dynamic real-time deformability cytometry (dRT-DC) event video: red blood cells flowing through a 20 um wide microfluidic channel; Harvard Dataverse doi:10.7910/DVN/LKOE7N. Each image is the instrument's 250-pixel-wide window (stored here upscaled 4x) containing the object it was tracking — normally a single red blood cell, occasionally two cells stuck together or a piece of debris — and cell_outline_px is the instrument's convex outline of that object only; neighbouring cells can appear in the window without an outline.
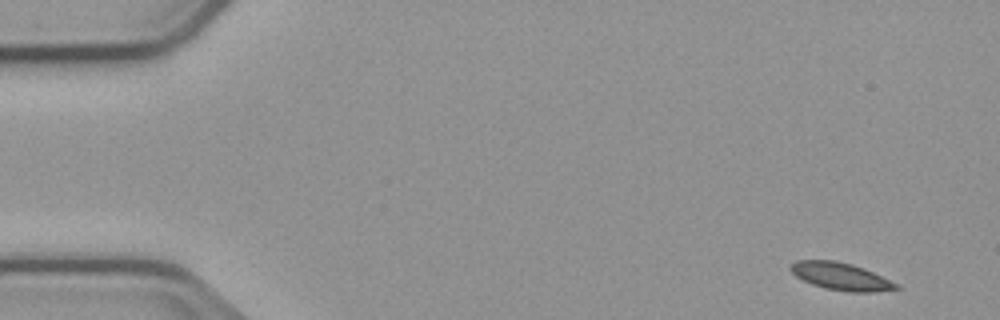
{"species": "common noctule bat (a hibernating species)", "species_latin": "Nyctalus noctula", "temperature_condition": "cold", "stored_images_in_passage": 6, "camera_frame_rate_fps": 3000, "um_per_image_px": 0.085, "animal": {"sex": "male", "body_mass_g": 23.1, "forearm_length_mm": 52.7}, "frame": {"image": 1, "passage_image": 1, "time_ms": 0.0, "image_size_px": [1000, 320], "cell_outline_px": [[900, 288], [876, 292], [848, 292], [824, 288], [812, 284], [796, 276], [788, 268], [796, 260], [836, 260], [852, 264], [864, 268], [900, 284]], "centroid_in_image_um": [71.5, 23.49], "position_along_channel_um": 13.5, "area_um2": 16.99}}
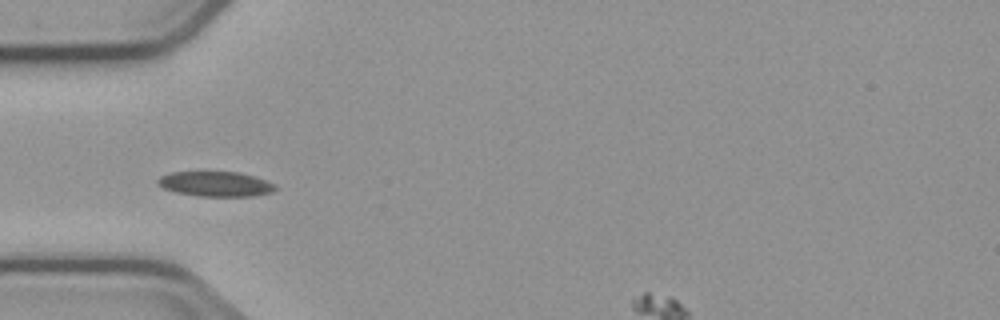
{"frame": {"image": 2, "passage_image": 5, "time_ms": 4.667, "image_size_px": [1000, 320], "cell_outline_px": [[276, 188], [272, 192], [252, 196], [196, 196], [176, 192], [164, 188], [156, 184], [156, 180], [160, 176], [172, 172], [240, 172], [256, 176], [276, 184]], "centroid_in_image_um": [18.33, 15.63], "position_along_channel_um": 66.7, "area_um2": 17.22}}
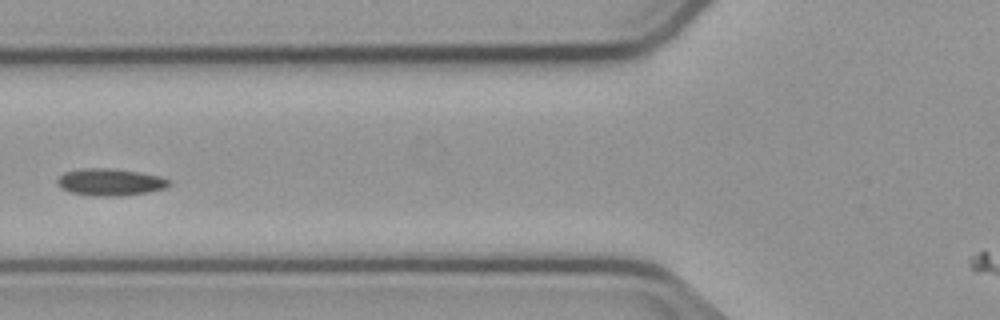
{"frame": {"image": 3, "passage_image": 6, "time_ms": 6.0, "image_size_px": [1000, 320], "cell_outline_px": [[172, 184], [168, 188], [148, 192], [120, 196], [92, 196], [68, 192], [60, 188], [56, 184], [56, 180], [64, 172], [80, 168], [112, 168], [160, 176], [172, 180]], "centroid_in_image_um": [9.36, 15.48], "position_along_channel_um": 116.4, "area_um2": 17.98}}